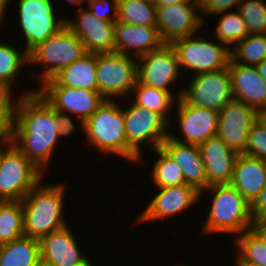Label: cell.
Wrapping results in <instances>:
<instances>
[{
  "label": "cell",
  "mask_w": 266,
  "mask_h": 266,
  "mask_svg": "<svg viewBox=\"0 0 266 266\" xmlns=\"http://www.w3.org/2000/svg\"><path fill=\"white\" fill-rule=\"evenodd\" d=\"M251 216L254 225L266 221V186L251 204Z\"/></svg>",
  "instance_id": "ab89813d"
},
{
  "label": "cell",
  "mask_w": 266,
  "mask_h": 266,
  "mask_svg": "<svg viewBox=\"0 0 266 266\" xmlns=\"http://www.w3.org/2000/svg\"><path fill=\"white\" fill-rule=\"evenodd\" d=\"M254 227L262 234V236L266 239V221L261 223H256Z\"/></svg>",
  "instance_id": "bcb514c9"
},
{
  "label": "cell",
  "mask_w": 266,
  "mask_h": 266,
  "mask_svg": "<svg viewBox=\"0 0 266 266\" xmlns=\"http://www.w3.org/2000/svg\"><path fill=\"white\" fill-rule=\"evenodd\" d=\"M57 121L59 137L72 135V132L76 130V125L74 124L75 121L71 118L70 114L57 111Z\"/></svg>",
  "instance_id": "60d3db41"
},
{
  "label": "cell",
  "mask_w": 266,
  "mask_h": 266,
  "mask_svg": "<svg viewBox=\"0 0 266 266\" xmlns=\"http://www.w3.org/2000/svg\"><path fill=\"white\" fill-rule=\"evenodd\" d=\"M27 91L17 100L9 142L45 173L60 138L57 111L37 90Z\"/></svg>",
  "instance_id": "6da1fadb"
},
{
  "label": "cell",
  "mask_w": 266,
  "mask_h": 266,
  "mask_svg": "<svg viewBox=\"0 0 266 266\" xmlns=\"http://www.w3.org/2000/svg\"><path fill=\"white\" fill-rule=\"evenodd\" d=\"M124 109L125 132L128 142V161L141 162L142 147L150 143L152 149L161 148L169 136V126L161 115L138 106L134 102ZM141 159V160H140Z\"/></svg>",
  "instance_id": "52a82bcc"
},
{
  "label": "cell",
  "mask_w": 266,
  "mask_h": 266,
  "mask_svg": "<svg viewBox=\"0 0 266 266\" xmlns=\"http://www.w3.org/2000/svg\"><path fill=\"white\" fill-rule=\"evenodd\" d=\"M178 114L177 126L180 128L182 139L169 132V137L185 144L200 145L208 138L217 136L219 112L188 104L180 97L175 105Z\"/></svg>",
  "instance_id": "9a60e30c"
},
{
  "label": "cell",
  "mask_w": 266,
  "mask_h": 266,
  "mask_svg": "<svg viewBox=\"0 0 266 266\" xmlns=\"http://www.w3.org/2000/svg\"><path fill=\"white\" fill-rule=\"evenodd\" d=\"M40 258L39 239L24 236L0 245V266H35Z\"/></svg>",
  "instance_id": "83f0119b"
},
{
  "label": "cell",
  "mask_w": 266,
  "mask_h": 266,
  "mask_svg": "<svg viewBox=\"0 0 266 266\" xmlns=\"http://www.w3.org/2000/svg\"><path fill=\"white\" fill-rule=\"evenodd\" d=\"M257 120L266 128V108L257 112Z\"/></svg>",
  "instance_id": "f6af8a7d"
},
{
  "label": "cell",
  "mask_w": 266,
  "mask_h": 266,
  "mask_svg": "<svg viewBox=\"0 0 266 266\" xmlns=\"http://www.w3.org/2000/svg\"><path fill=\"white\" fill-rule=\"evenodd\" d=\"M163 44L156 26H140L119 21L115 23L114 52L116 53L138 58L159 49Z\"/></svg>",
  "instance_id": "ffe728a7"
},
{
  "label": "cell",
  "mask_w": 266,
  "mask_h": 266,
  "mask_svg": "<svg viewBox=\"0 0 266 266\" xmlns=\"http://www.w3.org/2000/svg\"><path fill=\"white\" fill-rule=\"evenodd\" d=\"M9 2H10L9 0H0V20H5V18H7L5 15Z\"/></svg>",
  "instance_id": "7bdbcfd3"
},
{
  "label": "cell",
  "mask_w": 266,
  "mask_h": 266,
  "mask_svg": "<svg viewBox=\"0 0 266 266\" xmlns=\"http://www.w3.org/2000/svg\"><path fill=\"white\" fill-rule=\"evenodd\" d=\"M153 151L158 156L152 167L153 185L156 188H164L185 184V177L180 166L162 148H156Z\"/></svg>",
  "instance_id": "1f68e13d"
},
{
  "label": "cell",
  "mask_w": 266,
  "mask_h": 266,
  "mask_svg": "<svg viewBox=\"0 0 266 266\" xmlns=\"http://www.w3.org/2000/svg\"><path fill=\"white\" fill-rule=\"evenodd\" d=\"M242 0H198V5L200 8V13L203 16L214 14H222L224 12H229L233 6L238 9L239 4Z\"/></svg>",
  "instance_id": "f35d334b"
},
{
  "label": "cell",
  "mask_w": 266,
  "mask_h": 266,
  "mask_svg": "<svg viewBox=\"0 0 266 266\" xmlns=\"http://www.w3.org/2000/svg\"><path fill=\"white\" fill-rule=\"evenodd\" d=\"M220 16L218 24H216V31L213 33L216 36L214 38L231 49L236 43L248 36L249 32L237 9L236 11L225 12Z\"/></svg>",
  "instance_id": "836d02e7"
},
{
  "label": "cell",
  "mask_w": 266,
  "mask_h": 266,
  "mask_svg": "<svg viewBox=\"0 0 266 266\" xmlns=\"http://www.w3.org/2000/svg\"><path fill=\"white\" fill-rule=\"evenodd\" d=\"M184 265L187 266L186 264H183V263H182V265H179V264H178V265H175V266H184Z\"/></svg>",
  "instance_id": "db71d44e"
},
{
  "label": "cell",
  "mask_w": 266,
  "mask_h": 266,
  "mask_svg": "<svg viewBox=\"0 0 266 266\" xmlns=\"http://www.w3.org/2000/svg\"><path fill=\"white\" fill-rule=\"evenodd\" d=\"M76 18L66 17V26L80 38L87 53L114 52L115 22L97 19L81 5Z\"/></svg>",
  "instance_id": "ac0fdd59"
},
{
  "label": "cell",
  "mask_w": 266,
  "mask_h": 266,
  "mask_svg": "<svg viewBox=\"0 0 266 266\" xmlns=\"http://www.w3.org/2000/svg\"><path fill=\"white\" fill-rule=\"evenodd\" d=\"M230 63L256 66L266 59V34H249L230 49Z\"/></svg>",
  "instance_id": "f1b7e54d"
},
{
  "label": "cell",
  "mask_w": 266,
  "mask_h": 266,
  "mask_svg": "<svg viewBox=\"0 0 266 266\" xmlns=\"http://www.w3.org/2000/svg\"><path fill=\"white\" fill-rule=\"evenodd\" d=\"M115 100H105L84 123L87 144L103 156L117 154L128 161V142L125 132L124 108Z\"/></svg>",
  "instance_id": "277c9868"
},
{
  "label": "cell",
  "mask_w": 266,
  "mask_h": 266,
  "mask_svg": "<svg viewBox=\"0 0 266 266\" xmlns=\"http://www.w3.org/2000/svg\"><path fill=\"white\" fill-rule=\"evenodd\" d=\"M22 52V53H21ZM29 64L28 53L15 45L0 42V85L13 90L12 85L22 66Z\"/></svg>",
  "instance_id": "f546056e"
},
{
  "label": "cell",
  "mask_w": 266,
  "mask_h": 266,
  "mask_svg": "<svg viewBox=\"0 0 266 266\" xmlns=\"http://www.w3.org/2000/svg\"><path fill=\"white\" fill-rule=\"evenodd\" d=\"M91 259L89 257H87L85 260H83L82 262L78 263L75 266H94L93 263H91L92 261H90Z\"/></svg>",
  "instance_id": "c3c4849f"
},
{
  "label": "cell",
  "mask_w": 266,
  "mask_h": 266,
  "mask_svg": "<svg viewBox=\"0 0 266 266\" xmlns=\"http://www.w3.org/2000/svg\"><path fill=\"white\" fill-rule=\"evenodd\" d=\"M41 183L42 181L21 200L25 236L39 240L68 225L62 212L65 207L66 183Z\"/></svg>",
  "instance_id": "7a4b0ae2"
},
{
  "label": "cell",
  "mask_w": 266,
  "mask_h": 266,
  "mask_svg": "<svg viewBox=\"0 0 266 266\" xmlns=\"http://www.w3.org/2000/svg\"><path fill=\"white\" fill-rule=\"evenodd\" d=\"M157 189L159 192H156L157 194L138 215L135 223L158 221L164 217L167 219L182 211L189 210L201 197L200 192L195 187L186 183Z\"/></svg>",
  "instance_id": "e0dca14e"
},
{
  "label": "cell",
  "mask_w": 266,
  "mask_h": 266,
  "mask_svg": "<svg viewBox=\"0 0 266 266\" xmlns=\"http://www.w3.org/2000/svg\"><path fill=\"white\" fill-rule=\"evenodd\" d=\"M118 21L156 26V5L143 0H118Z\"/></svg>",
  "instance_id": "d6a6232c"
},
{
  "label": "cell",
  "mask_w": 266,
  "mask_h": 266,
  "mask_svg": "<svg viewBox=\"0 0 266 266\" xmlns=\"http://www.w3.org/2000/svg\"><path fill=\"white\" fill-rule=\"evenodd\" d=\"M180 71L178 58L171 44H163L159 49L137 58V81L172 95L170 86L174 88L172 84L175 85L183 74Z\"/></svg>",
  "instance_id": "7c38bea8"
},
{
  "label": "cell",
  "mask_w": 266,
  "mask_h": 266,
  "mask_svg": "<svg viewBox=\"0 0 266 266\" xmlns=\"http://www.w3.org/2000/svg\"><path fill=\"white\" fill-rule=\"evenodd\" d=\"M17 4L27 53L66 25V17L56 15L52 0H18Z\"/></svg>",
  "instance_id": "30bf717a"
},
{
  "label": "cell",
  "mask_w": 266,
  "mask_h": 266,
  "mask_svg": "<svg viewBox=\"0 0 266 266\" xmlns=\"http://www.w3.org/2000/svg\"><path fill=\"white\" fill-rule=\"evenodd\" d=\"M11 92V89L0 85V138L3 141H10L15 122L16 100L18 99H15Z\"/></svg>",
  "instance_id": "d590c367"
},
{
  "label": "cell",
  "mask_w": 266,
  "mask_h": 266,
  "mask_svg": "<svg viewBox=\"0 0 266 266\" xmlns=\"http://www.w3.org/2000/svg\"><path fill=\"white\" fill-rule=\"evenodd\" d=\"M3 22H4V20H0V24L2 23V25H3L4 24ZM2 25H0V26H2ZM0 37H2L1 33H0ZM0 42H1V40H0Z\"/></svg>",
  "instance_id": "f5cc1de1"
},
{
  "label": "cell",
  "mask_w": 266,
  "mask_h": 266,
  "mask_svg": "<svg viewBox=\"0 0 266 266\" xmlns=\"http://www.w3.org/2000/svg\"><path fill=\"white\" fill-rule=\"evenodd\" d=\"M192 34L171 43L174 48L180 70L184 68L190 75L212 72L229 66L231 55L230 48L216 41L201 38L198 34ZM196 37V38H195ZM210 40V41H209ZM215 42V43H214ZM195 73V74H194Z\"/></svg>",
  "instance_id": "ba28073f"
},
{
  "label": "cell",
  "mask_w": 266,
  "mask_h": 266,
  "mask_svg": "<svg viewBox=\"0 0 266 266\" xmlns=\"http://www.w3.org/2000/svg\"><path fill=\"white\" fill-rule=\"evenodd\" d=\"M230 184L251 205L266 186V161L239 154Z\"/></svg>",
  "instance_id": "cb8c5ba5"
},
{
  "label": "cell",
  "mask_w": 266,
  "mask_h": 266,
  "mask_svg": "<svg viewBox=\"0 0 266 266\" xmlns=\"http://www.w3.org/2000/svg\"><path fill=\"white\" fill-rule=\"evenodd\" d=\"M232 93L235 100L249 105L257 112L266 108V81L256 66L229 63Z\"/></svg>",
  "instance_id": "44dd1931"
},
{
  "label": "cell",
  "mask_w": 266,
  "mask_h": 266,
  "mask_svg": "<svg viewBox=\"0 0 266 266\" xmlns=\"http://www.w3.org/2000/svg\"><path fill=\"white\" fill-rule=\"evenodd\" d=\"M233 243L238 248L236 266H266V239L255 227L236 236Z\"/></svg>",
  "instance_id": "4316f807"
},
{
  "label": "cell",
  "mask_w": 266,
  "mask_h": 266,
  "mask_svg": "<svg viewBox=\"0 0 266 266\" xmlns=\"http://www.w3.org/2000/svg\"><path fill=\"white\" fill-rule=\"evenodd\" d=\"M35 266H53L50 262L40 258L36 263Z\"/></svg>",
  "instance_id": "7dc6e473"
},
{
  "label": "cell",
  "mask_w": 266,
  "mask_h": 266,
  "mask_svg": "<svg viewBox=\"0 0 266 266\" xmlns=\"http://www.w3.org/2000/svg\"><path fill=\"white\" fill-rule=\"evenodd\" d=\"M96 73L97 90L106 100L129 97L137 82V58L116 52L97 53Z\"/></svg>",
  "instance_id": "9c48e42d"
},
{
  "label": "cell",
  "mask_w": 266,
  "mask_h": 266,
  "mask_svg": "<svg viewBox=\"0 0 266 266\" xmlns=\"http://www.w3.org/2000/svg\"><path fill=\"white\" fill-rule=\"evenodd\" d=\"M207 174V188L212 185L230 184L238 153L218 136L208 138L199 145Z\"/></svg>",
  "instance_id": "d6986e66"
},
{
  "label": "cell",
  "mask_w": 266,
  "mask_h": 266,
  "mask_svg": "<svg viewBox=\"0 0 266 266\" xmlns=\"http://www.w3.org/2000/svg\"><path fill=\"white\" fill-rule=\"evenodd\" d=\"M0 149V198L21 201L40 181V171L22 152L9 141Z\"/></svg>",
  "instance_id": "8992f818"
},
{
  "label": "cell",
  "mask_w": 266,
  "mask_h": 266,
  "mask_svg": "<svg viewBox=\"0 0 266 266\" xmlns=\"http://www.w3.org/2000/svg\"><path fill=\"white\" fill-rule=\"evenodd\" d=\"M257 111L239 100H231L220 112L217 136L238 154L245 153L249 132Z\"/></svg>",
  "instance_id": "2e32d148"
},
{
  "label": "cell",
  "mask_w": 266,
  "mask_h": 266,
  "mask_svg": "<svg viewBox=\"0 0 266 266\" xmlns=\"http://www.w3.org/2000/svg\"><path fill=\"white\" fill-rule=\"evenodd\" d=\"M179 3H198V0H156V6L175 5Z\"/></svg>",
  "instance_id": "b9f144b4"
},
{
  "label": "cell",
  "mask_w": 266,
  "mask_h": 266,
  "mask_svg": "<svg viewBox=\"0 0 266 266\" xmlns=\"http://www.w3.org/2000/svg\"><path fill=\"white\" fill-rule=\"evenodd\" d=\"M256 68L260 76L266 81V59L262 61L260 64H257Z\"/></svg>",
  "instance_id": "ee69618b"
},
{
  "label": "cell",
  "mask_w": 266,
  "mask_h": 266,
  "mask_svg": "<svg viewBox=\"0 0 266 266\" xmlns=\"http://www.w3.org/2000/svg\"><path fill=\"white\" fill-rule=\"evenodd\" d=\"M36 90L54 110L76 116L80 121L81 130H84V123L106 100L98 90L69 86H41Z\"/></svg>",
  "instance_id": "4fadbf2b"
},
{
  "label": "cell",
  "mask_w": 266,
  "mask_h": 266,
  "mask_svg": "<svg viewBox=\"0 0 266 266\" xmlns=\"http://www.w3.org/2000/svg\"><path fill=\"white\" fill-rule=\"evenodd\" d=\"M182 92L183 88H180V90H177L178 95L176 92L174 93L176 94L175 96L172 95L170 92L155 89L153 87L141 84L138 81L135 83V86L132 91L134 95L133 102L135 104H137L138 106L145 107L150 111L158 113L169 124L172 123V119H170L168 112H170V109L171 111L173 110L172 108H174L175 106V103L173 102H177V100L182 96Z\"/></svg>",
  "instance_id": "484cf974"
},
{
  "label": "cell",
  "mask_w": 266,
  "mask_h": 266,
  "mask_svg": "<svg viewBox=\"0 0 266 266\" xmlns=\"http://www.w3.org/2000/svg\"><path fill=\"white\" fill-rule=\"evenodd\" d=\"M213 194L204 220L202 234H234L235 237L254 227L251 205L231 184L212 185L200 192Z\"/></svg>",
  "instance_id": "3957f363"
},
{
  "label": "cell",
  "mask_w": 266,
  "mask_h": 266,
  "mask_svg": "<svg viewBox=\"0 0 266 266\" xmlns=\"http://www.w3.org/2000/svg\"><path fill=\"white\" fill-rule=\"evenodd\" d=\"M187 81V87L181 86L184 87L181 97L190 105L220 112L234 99L229 66L190 76Z\"/></svg>",
  "instance_id": "8fae6325"
},
{
  "label": "cell",
  "mask_w": 266,
  "mask_h": 266,
  "mask_svg": "<svg viewBox=\"0 0 266 266\" xmlns=\"http://www.w3.org/2000/svg\"><path fill=\"white\" fill-rule=\"evenodd\" d=\"M87 4L86 8L97 19L115 23L118 21V0H87Z\"/></svg>",
  "instance_id": "74e56055"
},
{
  "label": "cell",
  "mask_w": 266,
  "mask_h": 266,
  "mask_svg": "<svg viewBox=\"0 0 266 266\" xmlns=\"http://www.w3.org/2000/svg\"><path fill=\"white\" fill-rule=\"evenodd\" d=\"M69 3H72L73 5H80L86 0H67Z\"/></svg>",
  "instance_id": "681fc988"
},
{
  "label": "cell",
  "mask_w": 266,
  "mask_h": 266,
  "mask_svg": "<svg viewBox=\"0 0 266 266\" xmlns=\"http://www.w3.org/2000/svg\"><path fill=\"white\" fill-rule=\"evenodd\" d=\"M86 53L83 42L65 25L28 53V65L39 64L44 66L43 69L46 67L39 75V81L43 84Z\"/></svg>",
  "instance_id": "5b68a950"
},
{
  "label": "cell",
  "mask_w": 266,
  "mask_h": 266,
  "mask_svg": "<svg viewBox=\"0 0 266 266\" xmlns=\"http://www.w3.org/2000/svg\"><path fill=\"white\" fill-rule=\"evenodd\" d=\"M96 62V53H86L40 86H69L76 89L97 90Z\"/></svg>",
  "instance_id": "d4e9b609"
},
{
  "label": "cell",
  "mask_w": 266,
  "mask_h": 266,
  "mask_svg": "<svg viewBox=\"0 0 266 266\" xmlns=\"http://www.w3.org/2000/svg\"><path fill=\"white\" fill-rule=\"evenodd\" d=\"M70 226L43 236L40 241L41 258L53 266H75L85 260L88 255L82 254L75 235Z\"/></svg>",
  "instance_id": "603a6c76"
},
{
  "label": "cell",
  "mask_w": 266,
  "mask_h": 266,
  "mask_svg": "<svg viewBox=\"0 0 266 266\" xmlns=\"http://www.w3.org/2000/svg\"><path fill=\"white\" fill-rule=\"evenodd\" d=\"M7 202V200L0 198V209Z\"/></svg>",
  "instance_id": "f907efd6"
},
{
  "label": "cell",
  "mask_w": 266,
  "mask_h": 266,
  "mask_svg": "<svg viewBox=\"0 0 266 266\" xmlns=\"http://www.w3.org/2000/svg\"><path fill=\"white\" fill-rule=\"evenodd\" d=\"M237 10L249 34H266V0H242Z\"/></svg>",
  "instance_id": "e575fe53"
},
{
  "label": "cell",
  "mask_w": 266,
  "mask_h": 266,
  "mask_svg": "<svg viewBox=\"0 0 266 266\" xmlns=\"http://www.w3.org/2000/svg\"><path fill=\"white\" fill-rule=\"evenodd\" d=\"M143 1H147V2H149V3H153V4L156 3V0H143Z\"/></svg>",
  "instance_id": "816d5d0a"
},
{
  "label": "cell",
  "mask_w": 266,
  "mask_h": 266,
  "mask_svg": "<svg viewBox=\"0 0 266 266\" xmlns=\"http://www.w3.org/2000/svg\"><path fill=\"white\" fill-rule=\"evenodd\" d=\"M204 19L198 3L156 6V27L164 44L196 34L206 22Z\"/></svg>",
  "instance_id": "5bb4252c"
},
{
  "label": "cell",
  "mask_w": 266,
  "mask_h": 266,
  "mask_svg": "<svg viewBox=\"0 0 266 266\" xmlns=\"http://www.w3.org/2000/svg\"><path fill=\"white\" fill-rule=\"evenodd\" d=\"M161 148L180 166L186 184L199 192L207 189L206 168L198 145L181 143L168 136Z\"/></svg>",
  "instance_id": "7402d4cb"
},
{
  "label": "cell",
  "mask_w": 266,
  "mask_h": 266,
  "mask_svg": "<svg viewBox=\"0 0 266 266\" xmlns=\"http://www.w3.org/2000/svg\"><path fill=\"white\" fill-rule=\"evenodd\" d=\"M244 154L266 161V128L258 120L249 132Z\"/></svg>",
  "instance_id": "8d00e7d4"
},
{
  "label": "cell",
  "mask_w": 266,
  "mask_h": 266,
  "mask_svg": "<svg viewBox=\"0 0 266 266\" xmlns=\"http://www.w3.org/2000/svg\"><path fill=\"white\" fill-rule=\"evenodd\" d=\"M25 236L21 201H7L0 209V245Z\"/></svg>",
  "instance_id": "4dcf8cb0"
}]
</instances>
